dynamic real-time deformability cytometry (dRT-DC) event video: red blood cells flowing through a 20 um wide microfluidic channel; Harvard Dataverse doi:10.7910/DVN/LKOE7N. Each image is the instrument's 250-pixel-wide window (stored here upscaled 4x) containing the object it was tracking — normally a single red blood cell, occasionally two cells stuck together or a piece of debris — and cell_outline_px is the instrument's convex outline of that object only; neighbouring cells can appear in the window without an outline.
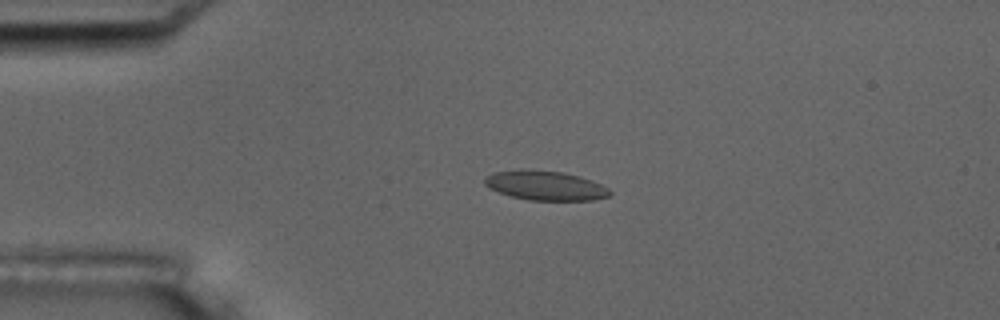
{"species": "common noctule bat (a hibernating species)", "species_latin": "Nyctalus noctula", "temperature_condition": "room temperature", "stored_images_in_passage": 6, "camera_frame_rate_fps": 3000, "um_per_image_px": 0.085, "animal": {"sex": "male", "body_mass_g": 17.5, "forearm_length_mm": 52.3}, "frame": {"image": 1, "passage_image": 5, "time_ms": 4.333, "image_size_px": [1000, 320], "cell_outline_px": [[612, 192], [608, 196], [592, 200], [528, 200], [512, 196], [488, 188], [484, 184], [484, 180], [492, 172], [564, 172], [580, 176], [592, 180], [608, 188]], "centroid_in_image_um": [46.42, 15.81], "position_along_channel_um": 38.6, "area_um2": 20.58}}